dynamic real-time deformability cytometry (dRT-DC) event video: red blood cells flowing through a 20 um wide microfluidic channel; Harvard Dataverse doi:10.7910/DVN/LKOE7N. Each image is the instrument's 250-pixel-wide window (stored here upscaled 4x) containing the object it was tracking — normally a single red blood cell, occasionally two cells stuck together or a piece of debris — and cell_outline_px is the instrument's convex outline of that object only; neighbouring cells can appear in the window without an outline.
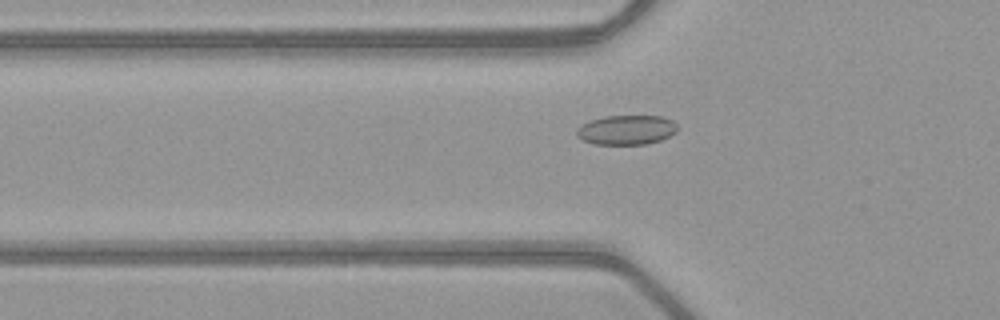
{"species": "common noctule bat (a hibernating species)", "species_latin": "Nyctalus noctula", "temperature_condition": "warm", "stored_images_in_passage": 34, "camera_frame_rate_fps": 3000, "um_per_image_px": 0.085, "animal": {"sex": "female", "body_mass_g": 21.9}, "frame": {"image": 1, "passage_image": 6, "time_ms": 1.667, "image_size_px": [1000, 320], "cell_outline_px": [[676, 132], [660, 140], [644, 144], [592, 144], [576, 136], [576, 128], [580, 124], [604, 116], [664, 116], [672, 120], [676, 124]], "centroid_in_image_um": [53.21, 11.03], "position_along_channel_um": 72.6, "area_um2": 17.34}}
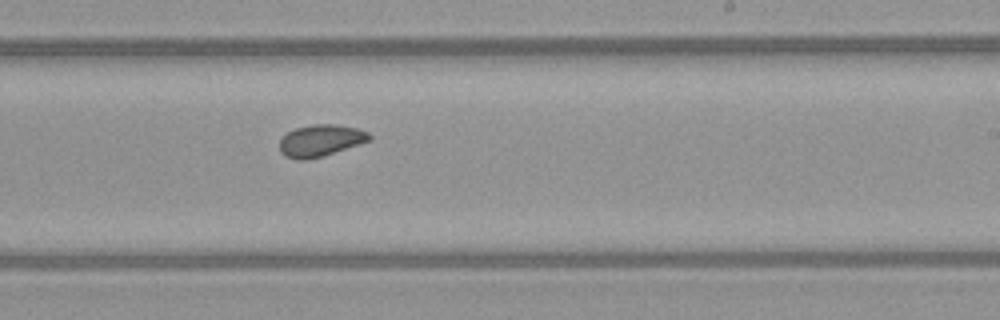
{"frame": {"image": 2, "passage_image": 20, "time_ms": 6.333, "image_size_px": [1000, 320], "cell_outline_px": [[372, 140], [324, 156], [308, 160], [296, 160], [284, 156], [280, 152], [280, 140], [288, 132], [296, 128], [312, 124], [336, 124], [356, 128], [368, 132], [372, 136]], "centroid_in_image_um": [27.26, 11.96], "position_along_channel_um": 261.7, "area_um2": 16.82}}
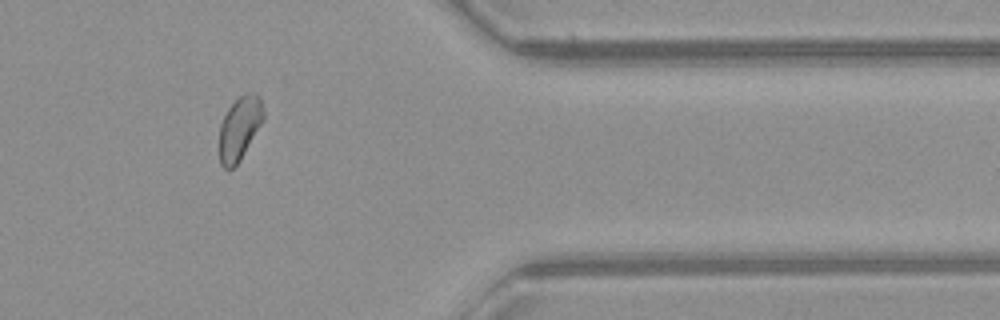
{"frame": {"image": 3, "passage_image": 31, "time_ms": 10.0, "image_size_px": [1000, 320], "cell_outline_px": [[264, 120], [240, 160], [228, 172], [220, 164], [220, 124], [228, 108], [240, 96], [248, 92], [256, 92], [260, 96], [264, 112]], "centroid_in_image_um": [20.38, 10.89], "position_along_channel_um": 391.0, "area_um2": 16.36}, "authors_computed_cell_mechanics": {"area_um2": 16.7042, "velocity_mm_per_s": 4.0258, "shape_relaxation_time_tau1_ms": null, "shape_relaxation_time_tau2_ms": 2.3244, "deformation_change_tau1": null, "deformation_change_tau2": 0.0591}}